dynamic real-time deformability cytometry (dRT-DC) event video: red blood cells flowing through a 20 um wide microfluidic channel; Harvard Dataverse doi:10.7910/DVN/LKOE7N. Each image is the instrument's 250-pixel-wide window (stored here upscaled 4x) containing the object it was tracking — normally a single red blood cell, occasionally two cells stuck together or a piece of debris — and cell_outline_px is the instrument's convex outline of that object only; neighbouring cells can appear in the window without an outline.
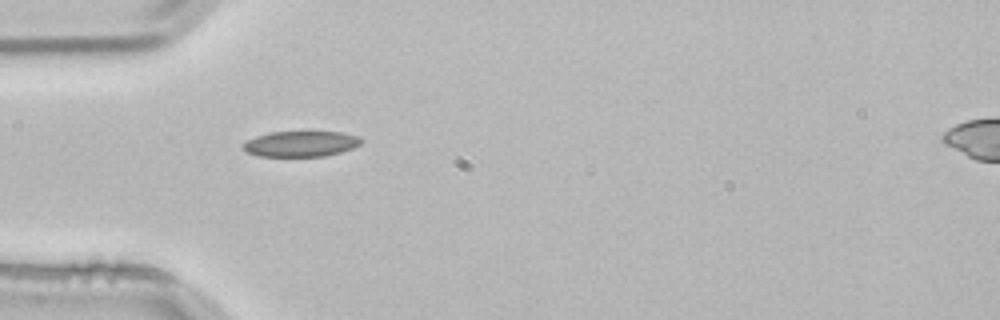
{"species": "common noctule bat (a hibernating species)", "species_latin": "Nyctalus noctula", "temperature_condition": "room temperature", "stored_images_in_passage": 2, "segment_of_instrument_passage": [1, 2], "camera_frame_rate_fps": 3000, "um_per_image_px": 0.085, "animal": {"sex": "male", "body_mass_g": 21.5, "forearm_length_mm": 52.0}, "frame": {"image": 1, "passage_image": 1, "time_ms": 0.0, "image_size_px": [1000, 320], "cell_outline_px": [[364, 140], [360, 144], [352, 148], [340, 152], [324, 156], [256, 156], [244, 152], [240, 148], [240, 144], [256, 136], [268, 132], [340, 132], [360, 136]], "centroid_in_image_um": [25.51, 12.23], "position_along_channel_um": 59.5, "area_um2": 17.86}}